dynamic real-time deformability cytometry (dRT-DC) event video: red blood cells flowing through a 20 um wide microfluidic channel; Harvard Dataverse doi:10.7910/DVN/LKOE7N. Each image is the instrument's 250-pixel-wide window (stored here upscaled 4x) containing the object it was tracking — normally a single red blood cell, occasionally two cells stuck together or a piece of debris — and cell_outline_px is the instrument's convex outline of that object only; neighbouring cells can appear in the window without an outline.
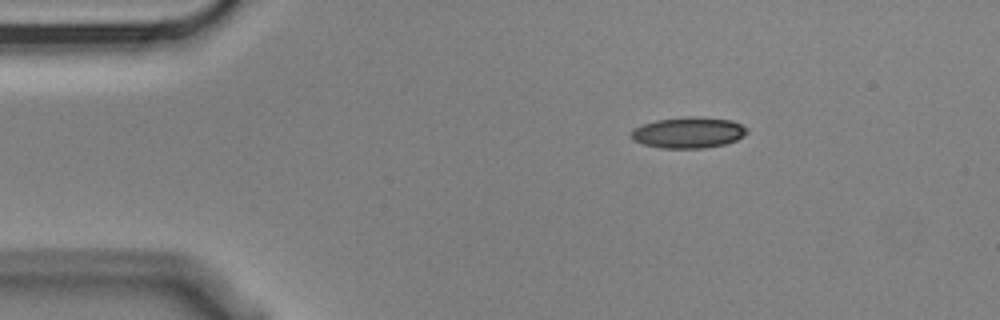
{"species": "Egyptian fruit bat (a non-hibernating species)", "species_latin": "Rousettus aegyptiacus", "temperature_condition": "cold", "stored_images_in_passage": 5, "camera_frame_rate_fps": 3000, "um_per_image_px": 0.085, "animal": {"sex": "male"}, "frame": {"image": 1, "passage_image": 3, "time_ms": 0.667, "image_size_px": [1000, 320], "cell_outline_px": [[748, 132], [744, 136], [736, 140], [724, 144], [704, 148], [660, 148], [644, 144], [632, 140], [632, 132], [636, 128], [644, 124], [656, 120], [688, 116], [696, 116], [732, 120], [748, 128]], "centroid_in_image_um": [58.55, 11.26], "position_along_channel_um": 26.4, "area_um2": 20.87}}